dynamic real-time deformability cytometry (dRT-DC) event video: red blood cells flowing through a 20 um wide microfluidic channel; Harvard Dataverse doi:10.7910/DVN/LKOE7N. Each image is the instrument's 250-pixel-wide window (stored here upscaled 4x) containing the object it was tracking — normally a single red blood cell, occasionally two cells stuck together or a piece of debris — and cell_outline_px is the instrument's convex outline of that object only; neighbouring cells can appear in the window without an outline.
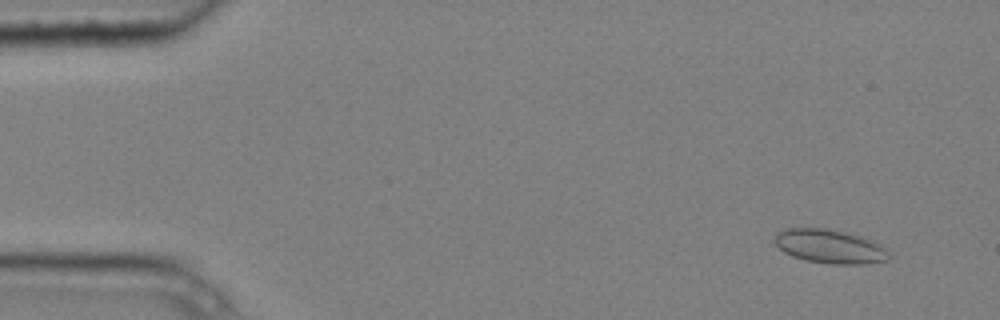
{"species": "common noctule bat (a hibernating species)", "species_latin": "Nyctalus noctula", "temperature_condition": "cold", "stored_images_in_passage": 5, "camera_frame_rate_fps": 3000, "um_per_image_px": 0.085, "animal": {"sex": "male", "body_mass_g": 20.4}, "frame": {"image": 1, "passage_image": 2, "time_ms": 0.333, "image_size_px": [1000, 320], "cell_outline_px": [[892, 256], [888, 260], [864, 264], [832, 264], [804, 260], [792, 256], [784, 252], [772, 240], [772, 236], [776, 232], [788, 228], [828, 228], [860, 236], [872, 240], [880, 244]], "centroid_in_image_um": [70.51, 20.94], "position_along_channel_um": 14.5, "area_um2": 22.77}}
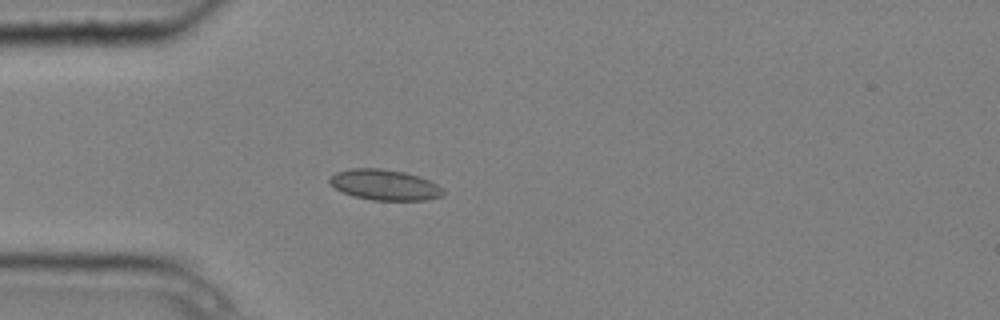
{"frame": {"image": 2, "passage_image": 5, "time_ms": 1.333, "image_size_px": [1000, 320], "cell_outline_px": [[444, 196], [428, 200], [372, 200], [352, 196], [336, 188], [328, 180], [336, 172], [352, 168], [380, 168], [404, 172], [428, 180], [444, 188]], "centroid_in_image_um": [32.73, 15.72], "position_along_channel_um": 52.3, "area_um2": 20.17}}